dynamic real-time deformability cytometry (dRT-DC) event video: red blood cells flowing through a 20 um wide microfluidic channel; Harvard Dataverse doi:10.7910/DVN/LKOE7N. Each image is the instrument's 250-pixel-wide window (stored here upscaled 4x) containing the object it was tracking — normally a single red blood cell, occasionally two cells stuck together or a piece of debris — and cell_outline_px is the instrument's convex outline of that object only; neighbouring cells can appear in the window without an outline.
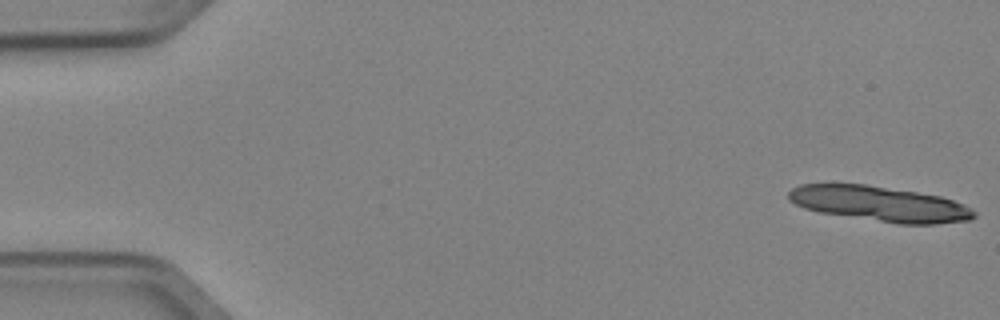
{"species": "Egyptian fruit bat (a non-hibernating species)", "species_latin": "Rousettus aegyptiacus", "temperature_condition": "cold", "stored_images_in_passage": 7, "camera_frame_rate_fps": 3000, "um_per_image_px": 0.085, "animal": {"sex": "female"}, "frame": {"image": 1, "passage_image": 1, "time_ms": 0.0, "image_size_px": [1000, 320], "cell_outline_px": [[976, 216], [968, 220], [936, 224], [900, 224], [820, 212], [804, 208], [788, 200], [788, 192], [792, 188], [800, 184], [864, 184], [916, 192], [940, 196], [964, 204], [972, 208], [976, 212]], "centroid_in_image_um": [74.78, 17.32], "position_along_channel_um": 10.2, "area_um2": 37.8}}
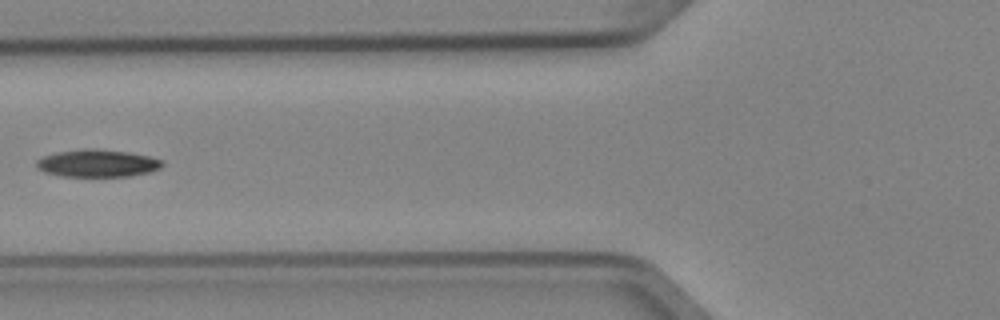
{"frame": {"image": 2, "passage_image": 6, "time_ms": 1.667, "image_size_px": [1000, 320], "cell_outline_px": [[164, 164], [160, 168], [152, 172], [128, 176], [60, 176], [44, 172], [36, 168], [36, 160], [44, 156], [56, 152], [84, 148], [96, 148], [128, 152], [148, 156], [164, 160]], "centroid_in_image_um": [8.28, 13.87], "position_along_channel_um": 117.5, "area_um2": 20.35}}
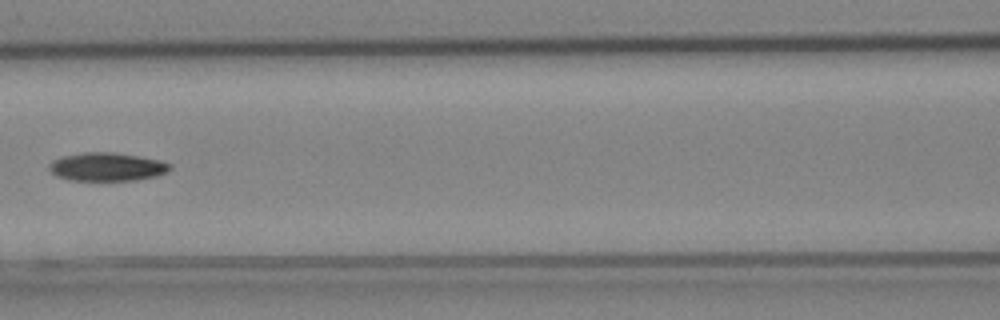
{"frame": {"image": 3, "passage_image": 7, "time_ms": 2.0, "image_size_px": [1000, 320], "cell_outline_px": [[172, 168], [168, 172], [156, 176], [136, 180], [68, 180], [56, 176], [48, 168], [52, 160], [64, 156], [84, 152], [112, 152], [136, 156], [156, 160], [172, 164]], "centroid_in_image_um": [9.08, 14.19], "position_along_channel_um": 157.5, "area_um2": 19.83}}